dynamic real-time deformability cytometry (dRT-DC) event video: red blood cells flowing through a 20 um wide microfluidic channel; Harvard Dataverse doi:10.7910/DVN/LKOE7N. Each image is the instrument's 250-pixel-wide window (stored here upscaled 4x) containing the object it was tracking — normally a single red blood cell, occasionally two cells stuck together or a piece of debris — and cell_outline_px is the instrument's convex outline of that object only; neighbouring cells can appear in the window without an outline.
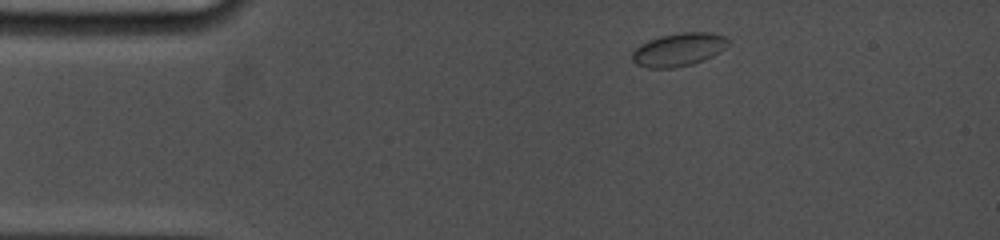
{"species": "common noctule bat (a hibernating species)", "species_latin": "Nyctalus noctula", "temperature_condition": "cold", "stored_images_in_passage": 3, "camera_frame_rate_fps": 5000, "um_per_image_px": 0.085, "animal": {"sex": "female", "body_mass_g": 19.0, "forearm_length_mm": 53.3}, "frame": {"image": 1, "passage_image": 1, "time_ms": 0.0, "image_size_px": [1000, 240], "cell_outline_px": [[728, 44], [724, 48], [712, 56], [704, 60], [692, 64], [672, 68], [648, 68], [636, 64], [632, 60], [632, 52], [640, 44], [648, 40], [660, 36], [680, 32], [712, 32], [724, 36], [728, 40]], "centroid_in_image_um": [57.66, 4.21], "position_along_channel_um": 27.3, "area_um2": 18.55}}
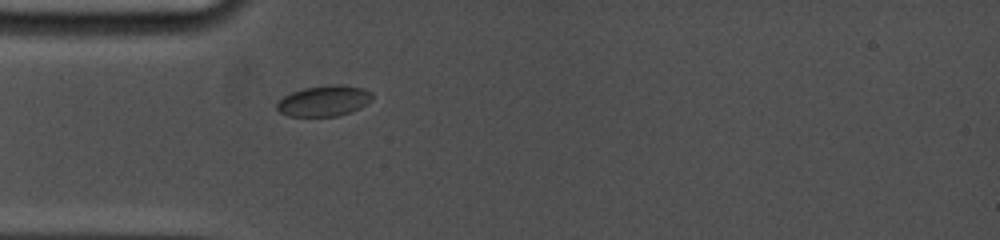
{"frame": {"image": 2, "passage_image": 3, "time_ms": 2.2, "image_size_px": [1000, 240], "cell_outline_px": [[372, 100], [368, 104], [352, 112], [336, 116], [288, 116], [280, 112], [276, 108], [276, 104], [284, 96], [292, 92], [304, 88], [332, 84], [340, 84], [364, 88], [372, 92]], "centroid_in_image_um": [27.58, 8.57], "position_along_channel_um": 57.4, "area_um2": 17.22}}